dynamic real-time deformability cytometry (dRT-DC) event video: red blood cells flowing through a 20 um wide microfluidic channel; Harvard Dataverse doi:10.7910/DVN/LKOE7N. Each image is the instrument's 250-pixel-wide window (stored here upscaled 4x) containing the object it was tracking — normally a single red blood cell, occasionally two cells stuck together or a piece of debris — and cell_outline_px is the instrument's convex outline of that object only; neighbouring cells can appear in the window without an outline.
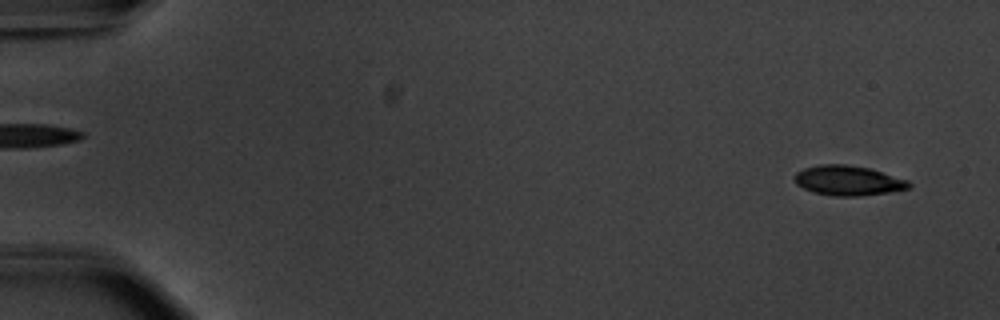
{"species": "common noctule bat (a hibernating species)", "species_latin": "Nyctalus noctula", "temperature_condition": "warm", "stored_images_in_passage": 55, "camera_frame_rate_fps": 3000, "um_per_image_px": 0.085, "animal": {"sex": "male", "body_mass_g": 20.1, "forearm_length_mm": 53.5}, "frame": {"image": 1, "passage_image": 3, "time_ms": 0.667, "image_size_px": [1000, 320], "cell_outline_px": [[912, 188], [888, 192], [860, 196], [832, 196], [812, 192], [796, 184], [792, 176], [796, 172], [804, 168], [820, 164], [844, 164], [868, 168], [908, 180], [912, 184]], "centroid_in_image_um": [72.06, 15.35], "position_along_channel_um": 12.9, "area_um2": 20.0}}
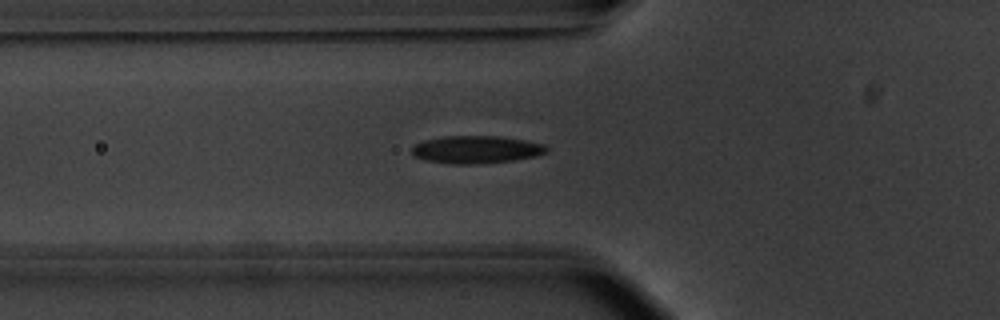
{"frame": {"image": 2, "passage_image": 20, "time_ms": 6.333, "image_size_px": [1000, 320], "cell_outline_px": [[548, 152], [536, 156], [512, 160], [480, 164], [448, 164], [424, 160], [412, 156], [412, 148], [416, 144], [424, 140], [444, 136], [500, 136], [524, 140], [544, 144], [548, 148]], "centroid_in_image_um": [40.46, 12.72], "position_along_channel_um": 85.3, "area_um2": 21.85}}
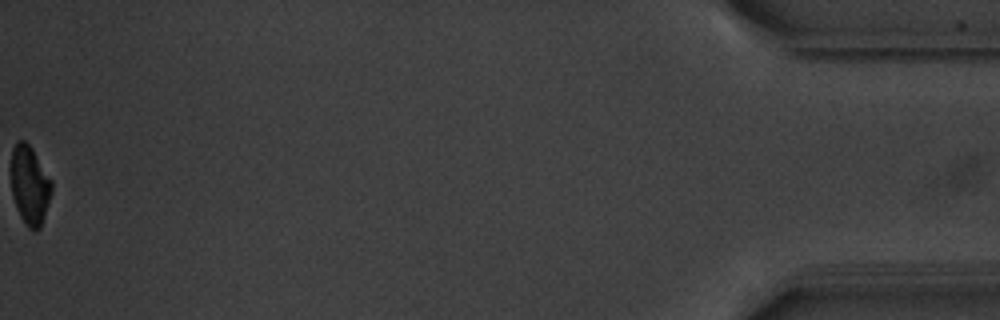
{"frame": {"image": 3, "passage_image": 55, "time_ms": 18.0, "image_size_px": [1000, 320], "cell_outline_px": [[52, 192], [40, 228], [28, 228], [24, 224], [16, 208], [12, 196], [12, 148], [16, 140], [24, 140], [32, 148], [52, 180]], "centroid_in_image_um": [2.53, 15.72], "position_along_channel_um": 432.7, "area_um2": 18.55}, "authors_computed_cell_mechanics": {"area_um2": 20.6924, "velocity_mm_per_s": 3.7487, "shape_relaxation_time_tau1_ms": 3.4022, "shape_relaxation_time_tau2_ms": 3.4775, "deformation_change_tau1": 0.1241, "deformation_change_tau2": 0.0818}}